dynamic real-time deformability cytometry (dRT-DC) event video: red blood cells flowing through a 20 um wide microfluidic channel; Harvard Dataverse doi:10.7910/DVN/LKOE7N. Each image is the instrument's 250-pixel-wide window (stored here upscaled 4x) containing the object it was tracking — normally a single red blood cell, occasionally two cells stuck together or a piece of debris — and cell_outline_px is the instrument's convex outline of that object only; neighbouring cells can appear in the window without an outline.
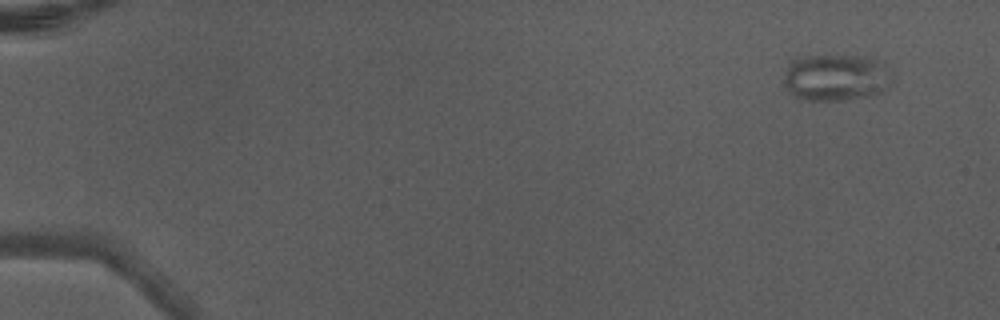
{"species": "Egyptian fruit bat (a non-hibernating species)", "species_latin": "Rousettus aegyptiacus", "temperature_condition": "warm", "stored_images_in_passage": 4, "camera_frame_rate_fps": 3000, "um_per_image_px": 0.085, "animal": {"sex": "male"}, "frame": {"image": 1, "passage_image": 1, "time_ms": 0.0, "image_size_px": [1000, 320], "cell_outline_px": [[892, 76], [888, 88], [884, 92], [868, 96], [848, 100], [804, 100], [788, 92], [784, 84], [784, 76], [792, 64], [808, 56], [868, 56], [880, 60], [888, 64], [892, 72]], "centroid_in_image_um": [71.18, 6.61], "position_along_channel_um": 13.8, "area_um2": 29.59}}